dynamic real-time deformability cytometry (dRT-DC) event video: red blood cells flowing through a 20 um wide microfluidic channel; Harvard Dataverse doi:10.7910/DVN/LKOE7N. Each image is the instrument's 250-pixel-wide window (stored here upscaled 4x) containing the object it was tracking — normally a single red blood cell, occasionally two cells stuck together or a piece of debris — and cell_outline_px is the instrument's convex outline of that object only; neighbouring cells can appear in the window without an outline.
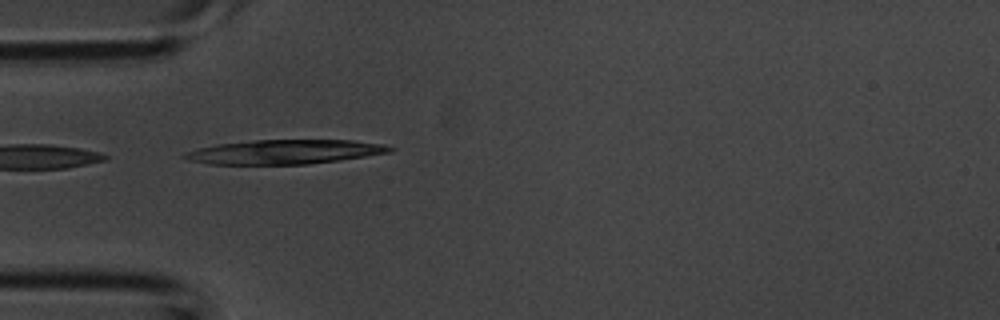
{"species": "common noctule bat (a hibernating species)", "species_latin": "Nyctalus noctula", "temperature_condition": "room temperature", "stored_images_in_passage": 4, "camera_frame_rate_fps": 3000, "um_per_image_px": 0.085, "animal": {"sex": "male", "body_mass_g": 20.1, "forearm_length_mm": 53.5}, "frame": {"image": 1, "passage_image": 3, "time_ms": 0.667, "image_size_px": [1000, 320], "cell_outline_px": [[396, 148], [392, 152], [340, 160], [308, 164], [208, 164], [188, 160], [180, 156], [184, 152], [196, 148], [216, 144], [252, 140], [352, 140], [384, 144]], "centroid_in_image_um": [24.17, 12.9], "position_along_channel_um": 60.8, "area_um2": 29.3}}